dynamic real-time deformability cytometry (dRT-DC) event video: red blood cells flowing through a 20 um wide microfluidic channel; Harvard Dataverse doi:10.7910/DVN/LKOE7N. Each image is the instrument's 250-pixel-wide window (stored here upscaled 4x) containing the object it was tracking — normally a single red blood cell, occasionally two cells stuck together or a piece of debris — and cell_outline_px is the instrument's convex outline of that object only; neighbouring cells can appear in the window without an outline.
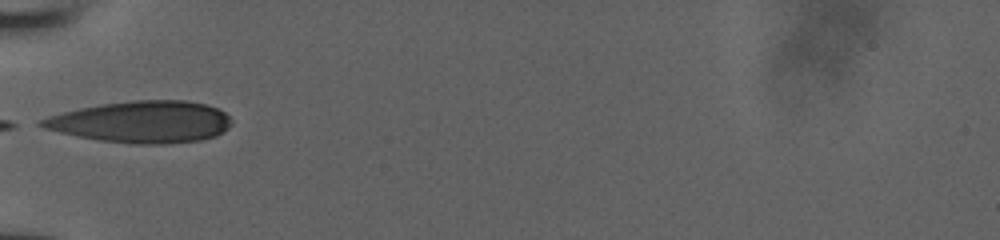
{"species": "human", "species_latin": "Homo sapiens", "temperature_condition": "room temperature", "stored_images_in_passage": 13, "camera_frame_rate_fps": 3000, "um_per_image_px": 0.085, "donor": {"sex": "male"}, "frame": {"image": 1, "passage_image": 1, "time_ms": 0.0, "image_size_px": [1000, 240], "cell_outline_px": [[232, 124], [224, 132], [216, 136], [200, 140], [164, 144], [132, 144], [100, 140], [60, 132], [44, 128], [36, 124], [36, 120], [48, 116], [80, 108], [100, 104], [132, 100], [188, 100], [204, 104], [216, 108], [224, 112], [232, 120]], "centroid_in_image_um": [12.05, 10.36], "position_along_channel_um": 73.0, "area_um2": 46.24}}
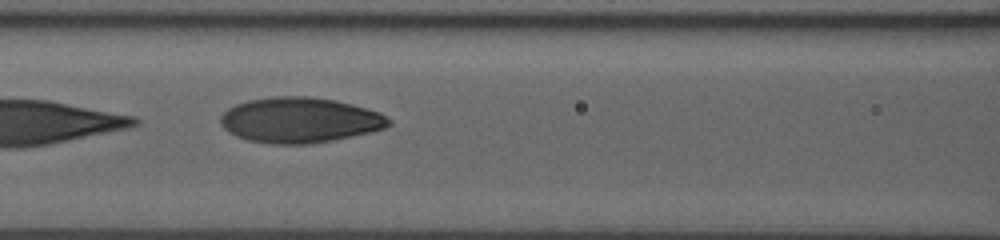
{"frame": {"image": 2, "passage_image": 6, "time_ms": 1.667, "image_size_px": [1000, 240], "cell_outline_px": [[392, 124], [384, 128], [368, 132], [332, 140], [308, 144], [272, 144], [248, 140], [236, 136], [228, 132], [220, 124], [220, 116], [228, 108], [236, 104], [248, 100], [272, 96], [308, 96], [336, 100], [380, 112], [392, 120]], "centroid_in_image_um": [25.46, 10.2], "position_along_channel_um": 141.1, "area_um2": 44.51}}